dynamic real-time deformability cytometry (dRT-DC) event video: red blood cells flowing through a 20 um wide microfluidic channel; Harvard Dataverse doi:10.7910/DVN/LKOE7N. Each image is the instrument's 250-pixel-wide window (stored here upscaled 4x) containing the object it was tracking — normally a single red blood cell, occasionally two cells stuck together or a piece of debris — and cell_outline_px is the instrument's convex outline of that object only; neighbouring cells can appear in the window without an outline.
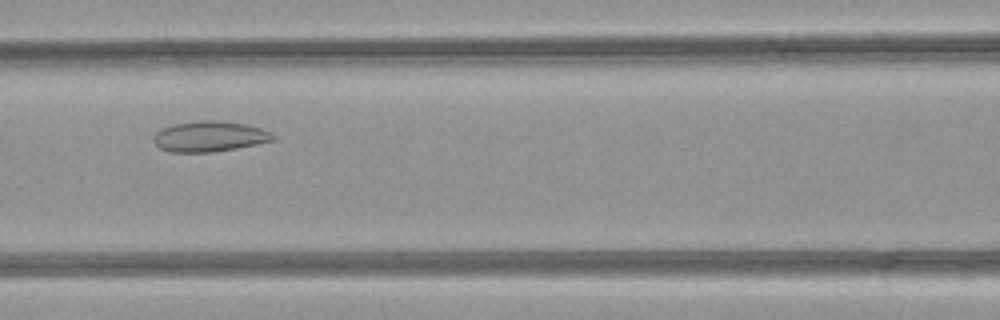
{"species": "common noctule bat (a hibernating species)", "species_latin": "Nyctalus noctula", "temperature_condition": "room temperature", "stored_images_in_passage": 42, "camera_frame_rate_fps": 3000, "um_per_image_px": 0.085, "animal": {"sex": "female", "body_mass_g": 21.9}, "frame": {"image": 1, "passage_image": 13, "time_ms": 4.0, "image_size_px": [1000, 320], "cell_outline_px": [[276, 140], [236, 148], [212, 152], [168, 152], [160, 148], [152, 140], [152, 136], [160, 128], [172, 124], [200, 120], [216, 120], [248, 124], [272, 132], [276, 136]], "centroid_in_image_um": [17.8, 11.59], "position_along_channel_um": 148.8, "area_um2": 21.56}}
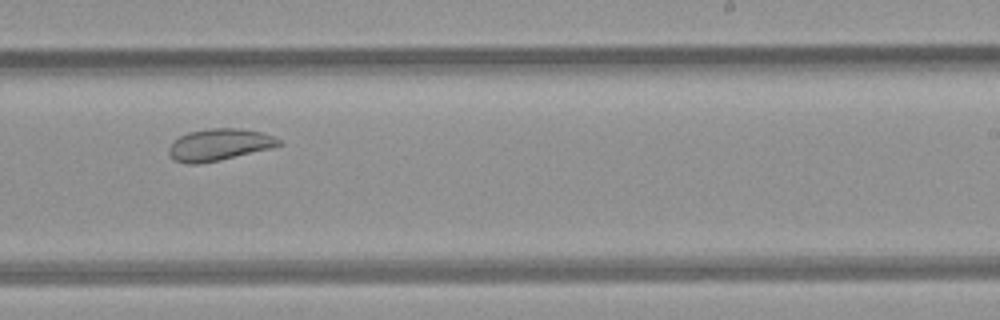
{"frame": {"image": 2, "passage_image": 22, "time_ms": 7.0, "image_size_px": [1000, 320], "cell_outline_px": [[284, 144], [272, 148], [220, 160], [200, 164], [188, 164], [176, 160], [168, 152], [168, 148], [180, 136], [188, 132], [208, 128], [240, 128], [264, 132], [280, 140]], "centroid_in_image_um": [18.68, 12.29], "position_along_channel_um": 270.3, "area_um2": 20.4}}
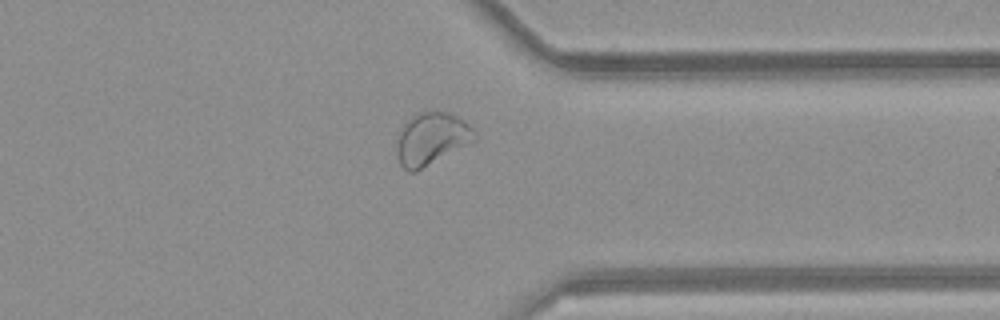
{"frame": {"image": 3, "passage_image": 30, "time_ms": 9.667, "image_size_px": [1000, 320], "cell_outline_px": [[476, 140], [416, 172], [408, 172], [400, 164], [396, 156], [396, 148], [400, 128], [412, 116], [420, 112], [448, 112], [464, 120], [472, 128], [476, 136]], "centroid_in_image_um": [36.65, 11.81], "position_along_channel_um": 374.8, "area_um2": 23.7}, "authors_computed_cell_mechanics": {"area_um2": 22.9755, "velocity_mm_per_s": 4.0602, "shape_relaxation_time_tau1_ms": null, "shape_relaxation_time_tau2_ms": 1.6494, "deformation_change_tau1": null, "deformation_change_tau2": 0.0646}}